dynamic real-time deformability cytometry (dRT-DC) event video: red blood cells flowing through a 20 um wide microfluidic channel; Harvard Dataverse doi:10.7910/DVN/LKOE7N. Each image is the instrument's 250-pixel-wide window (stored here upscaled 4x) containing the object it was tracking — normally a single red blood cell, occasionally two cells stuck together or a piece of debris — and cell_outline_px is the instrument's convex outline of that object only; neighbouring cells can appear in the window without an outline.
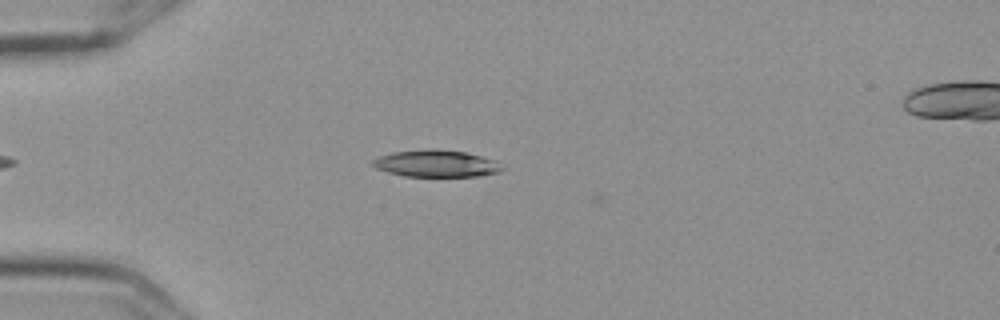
{"species": "Egyptian fruit bat (a non-hibernating species)", "species_latin": "Rousettus aegyptiacus", "temperature_condition": "cold", "stored_images_in_passage": 3, "camera_frame_rate_fps": 3000, "um_per_image_px": 0.085, "frame": {"image": 1, "passage_image": 2, "time_ms": 0.333, "image_size_px": [1000, 320], "cell_outline_px": [[500, 172], [480, 176], [404, 176], [388, 172], [376, 168], [372, 164], [372, 160], [380, 156], [392, 152], [432, 148], [464, 152], [480, 156], [492, 160], [500, 168]], "centroid_in_image_um": [37.0, 13.9], "position_along_channel_um": 48.0, "area_um2": 19.94}}